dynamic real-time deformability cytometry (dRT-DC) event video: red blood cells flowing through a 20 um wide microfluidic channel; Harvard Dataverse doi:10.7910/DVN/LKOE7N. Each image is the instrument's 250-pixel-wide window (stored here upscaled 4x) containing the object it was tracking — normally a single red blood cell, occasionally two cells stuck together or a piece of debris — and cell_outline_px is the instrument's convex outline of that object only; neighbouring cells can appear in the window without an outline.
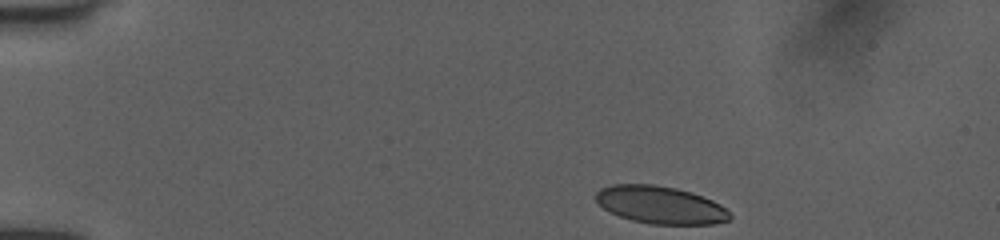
{"species": "human", "species_latin": "Homo sapiens", "temperature_condition": "room temperature", "stored_images_in_passage": 44, "camera_frame_rate_fps": 3000, "um_per_image_px": 0.085, "donor": {"sex": "female"}, "frame": {"image": 1, "passage_image": 1, "time_ms": 0.0, "image_size_px": [1000, 240], "cell_outline_px": [[732, 216], [728, 220], [712, 224], [652, 224], [632, 220], [620, 216], [604, 208], [596, 200], [596, 192], [600, 188], [612, 184], [652, 184], [676, 188], [692, 192], [712, 200], [720, 204]], "centroid_in_image_um": [56.13, 17.41], "position_along_channel_um": 28.9, "area_um2": 29.13}}
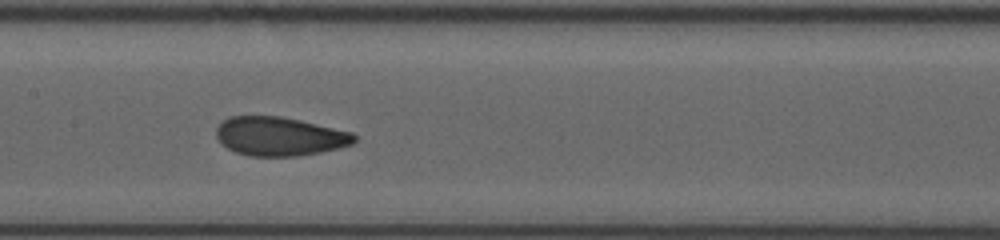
{"frame": {"image": 2, "passage_image": 19, "time_ms": 6.0, "image_size_px": [1000, 240], "cell_outline_px": [[356, 140], [352, 144], [320, 152], [296, 156], [248, 156], [236, 152], [220, 144], [216, 136], [216, 128], [228, 116], [280, 116], [300, 120], [352, 132], [356, 136]], "centroid_in_image_um": [23.73, 11.59], "position_along_channel_um": 183.7, "area_um2": 31.21}}
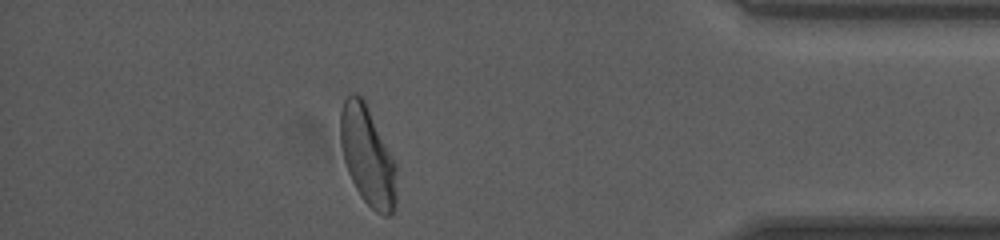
{"frame": {"image": 3, "passage_image": 38, "time_ms": 12.333, "image_size_px": [1000, 240], "cell_outline_px": [[396, 208], [388, 216], [384, 216], [376, 212], [360, 196], [348, 172], [344, 160], [340, 144], [340, 112], [344, 100], [352, 92], [360, 96], [364, 100], [396, 164]], "centroid_in_image_um": [31.24, 13.28], "position_along_channel_um": 404.0, "area_um2": 32.19}, "authors_computed_cell_mechanics": {"area_um2": 31.7033, "velocity_mm_per_s": 3.9989, "shape_relaxation_time_tau1_ms": 5.8478, "shape_relaxation_time_tau2_ms": 0.7164, "deformation_change_tau1": 0.1658, "deformation_change_tau2": 0.06}}